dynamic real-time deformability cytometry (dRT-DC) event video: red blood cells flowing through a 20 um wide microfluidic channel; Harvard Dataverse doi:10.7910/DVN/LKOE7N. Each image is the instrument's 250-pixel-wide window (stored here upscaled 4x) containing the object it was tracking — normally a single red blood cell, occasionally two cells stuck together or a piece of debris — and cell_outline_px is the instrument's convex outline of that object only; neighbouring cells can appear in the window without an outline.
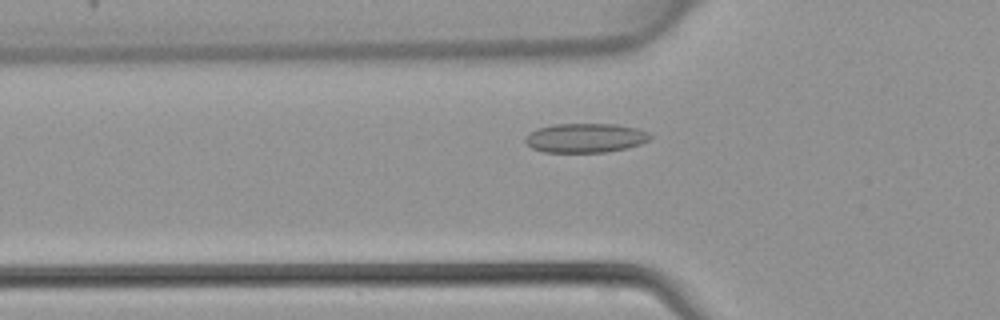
{"species": "common noctule bat (a hibernating species)", "species_latin": "Nyctalus noctula", "temperature_condition": "warm", "stored_images_in_passage": 42, "camera_frame_rate_fps": 3000, "um_per_image_px": 0.085, "animal": {"sex": "female", "body_mass_g": 22.7, "forearm_length_mm": 54.2}, "frame": {"image": 1, "passage_image": 12, "time_ms": 3.667, "image_size_px": [1000, 320], "cell_outline_px": [[652, 136], [648, 140], [640, 144], [628, 148], [608, 152], [544, 152], [532, 148], [524, 140], [524, 136], [540, 128], [552, 124], [616, 124], [636, 128], [648, 132]], "centroid_in_image_um": [49.77, 11.73], "position_along_channel_um": 76.0, "area_um2": 21.27}}
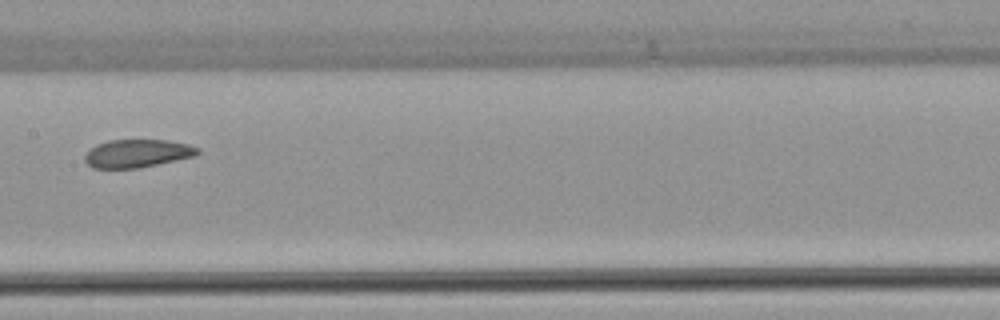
{"frame": {"image": 2, "passage_image": 20, "time_ms": 6.333, "image_size_px": [1000, 320], "cell_outline_px": [[200, 152], [196, 156], [140, 168], [92, 168], [84, 160], [84, 156], [96, 144], [108, 140], [168, 140], [188, 144], [200, 148]], "centroid_in_image_um": [11.7, 13.04], "position_along_channel_um": 195.7, "area_um2": 18.55}}
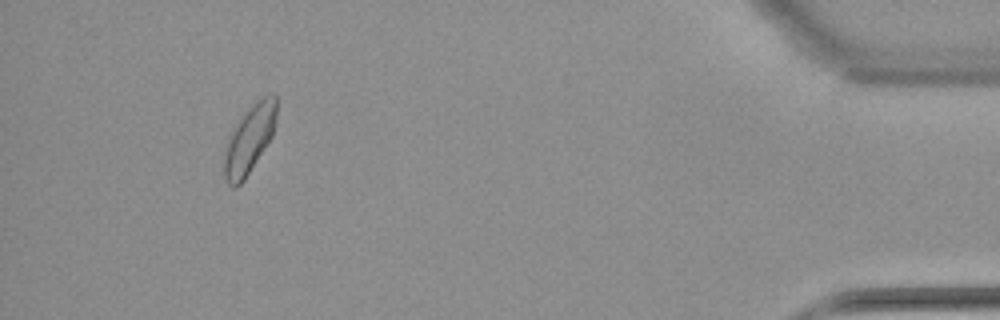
{"frame": {"image": 3, "passage_image": 39, "time_ms": 12.667, "image_size_px": [1000, 320], "cell_outline_px": [[276, 120], [272, 136], [244, 180], [236, 188], [232, 188], [224, 180], [224, 152], [228, 140], [236, 124], [252, 104], [256, 100], [268, 92], [272, 92], [276, 96]], "centroid_in_image_um": [21.2, 11.83], "position_along_channel_um": 414.0, "area_um2": 20.69}}